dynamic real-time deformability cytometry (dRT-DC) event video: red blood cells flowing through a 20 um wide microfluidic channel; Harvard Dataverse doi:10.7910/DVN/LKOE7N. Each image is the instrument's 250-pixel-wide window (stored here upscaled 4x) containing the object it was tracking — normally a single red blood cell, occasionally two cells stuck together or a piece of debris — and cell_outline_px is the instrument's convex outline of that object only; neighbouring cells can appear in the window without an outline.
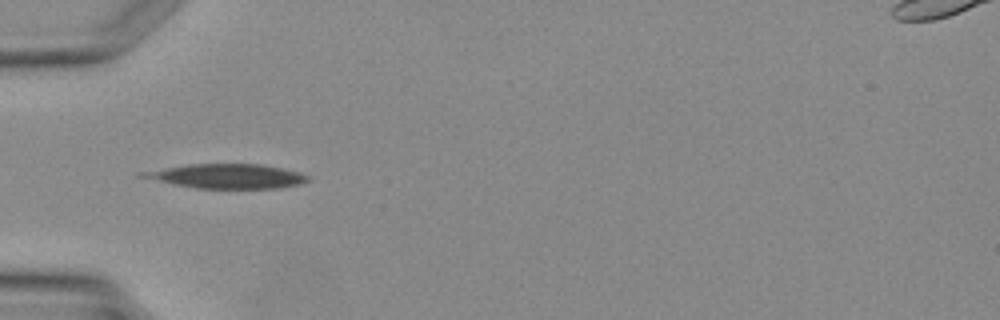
{"species": "Egyptian fruit bat (a non-hibernating species)", "species_latin": "Rousettus aegyptiacus", "temperature_condition": "warm", "stored_images_in_passage": 2, "camera_frame_rate_fps": 3000, "um_per_image_px": 0.085, "animal": {"sex": "female"}, "frame": {"image": 1, "passage_image": 2, "time_ms": 1.0, "image_size_px": [1000, 320], "cell_outline_px": [[312, 180], [300, 184], [280, 188], [196, 188], [172, 184], [136, 176], [136, 172], [188, 164], [260, 164], [280, 168], [296, 172], [308, 176]], "centroid_in_image_um": [19.21, 14.97], "position_along_channel_um": 65.8, "area_um2": 23.52}}